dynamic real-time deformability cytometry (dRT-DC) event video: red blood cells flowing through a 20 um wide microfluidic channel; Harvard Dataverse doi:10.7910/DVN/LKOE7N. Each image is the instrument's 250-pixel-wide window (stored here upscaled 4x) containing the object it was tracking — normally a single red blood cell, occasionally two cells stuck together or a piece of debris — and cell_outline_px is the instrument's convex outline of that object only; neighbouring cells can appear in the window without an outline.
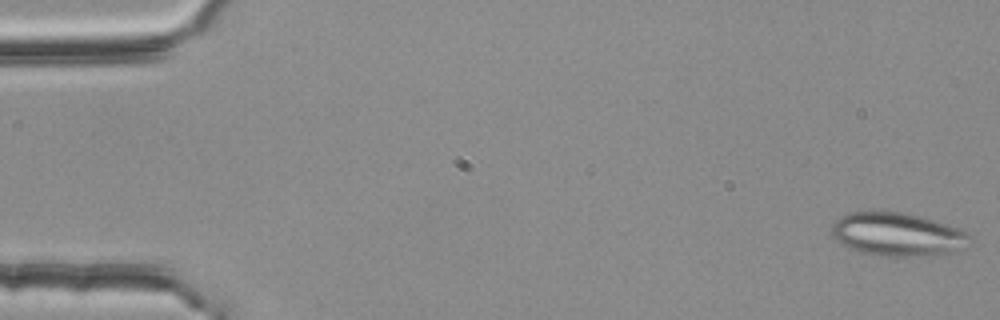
{"species": "common noctule bat (a hibernating species)", "species_latin": "Nyctalus noctula", "temperature_condition": "room temperature", "stored_images_in_passage": 53, "segment_of_instrument_passage": [1, 2], "camera_frame_rate_fps": 3000, "um_per_image_px": 0.085, "animal": {"sex": "female", "body_mass_g": 25.1}, "frame": {"image": 1, "passage_image": 1, "time_ms": 0.0, "image_size_px": [1000, 320], "cell_outline_px": [[972, 244], [964, 248], [952, 252], [936, 256], [880, 256], [860, 252], [848, 248], [836, 240], [832, 236], [832, 224], [840, 216], [852, 212], [884, 208], [904, 212], [936, 220], [968, 232]], "centroid_in_image_um": [76.29, 19.9], "position_along_channel_um": 8.7, "area_um2": 36.01}}